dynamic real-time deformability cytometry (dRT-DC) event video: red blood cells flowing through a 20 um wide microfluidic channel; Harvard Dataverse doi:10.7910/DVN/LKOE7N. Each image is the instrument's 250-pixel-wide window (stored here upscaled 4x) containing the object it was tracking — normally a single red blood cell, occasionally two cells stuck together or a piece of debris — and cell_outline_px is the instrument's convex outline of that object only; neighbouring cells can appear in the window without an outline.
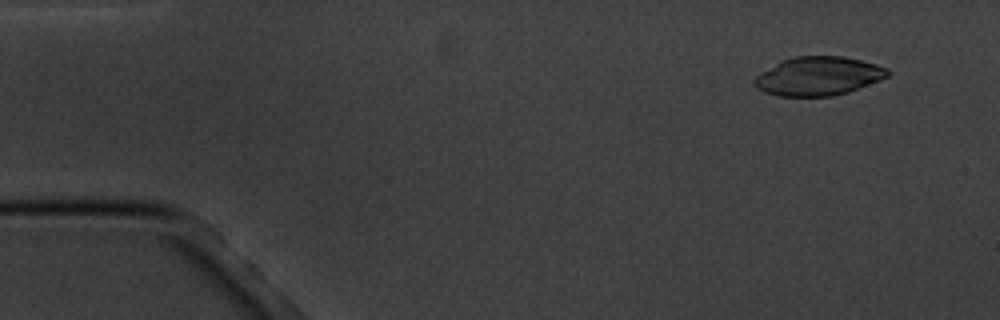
{"species": "common noctule bat (a hibernating species)", "species_latin": "Nyctalus noctula", "temperature_condition": "cold", "stored_images_in_passage": 5, "camera_frame_rate_fps": 3000, "um_per_image_px": 0.085, "animal": {"sex": "male", "body_mass_g": 20.1, "forearm_length_mm": 53.5}, "frame": {"image": 1, "passage_image": 2, "time_ms": 1.0, "image_size_px": [1000, 320], "cell_outline_px": [[888, 76], [880, 80], [848, 92], [832, 96], [780, 96], [764, 92], [756, 88], [752, 84], [752, 80], [760, 72], [780, 60], [792, 56], [844, 56], [876, 64], [888, 68]], "centroid_in_image_um": [69.5, 6.46], "position_along_channel_um": 15.5, "area_um2": 30.29}}